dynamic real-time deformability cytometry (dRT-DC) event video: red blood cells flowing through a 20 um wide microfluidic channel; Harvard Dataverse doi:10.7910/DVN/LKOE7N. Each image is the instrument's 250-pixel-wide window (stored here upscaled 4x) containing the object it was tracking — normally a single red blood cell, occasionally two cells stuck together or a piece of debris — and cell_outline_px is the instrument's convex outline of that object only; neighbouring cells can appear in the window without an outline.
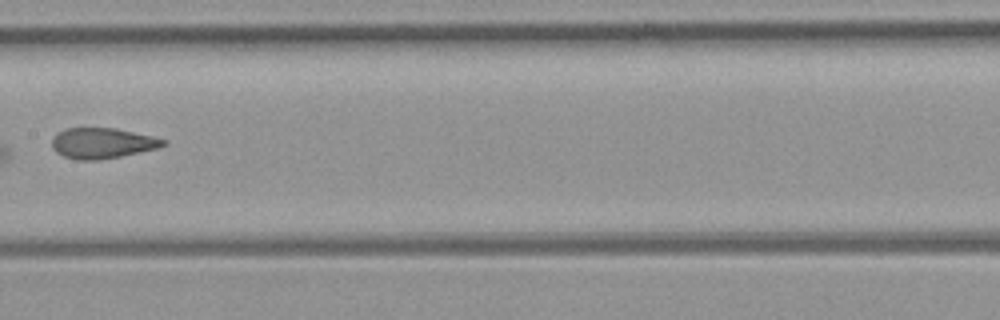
{"species": "common noctule bat (a hibernating species)", "species_latin": "Nyctalus noctula", "temperature_condition": "room temperature", "stored_images_in_passage": 10, "camera_frame_rate_fps": 3000, "um_per_image_px": 0.085, "animal": {"sex": "female", "body_mass_g": 21.9}, "frame": {"image": 1, "passage_image": 9, "time_ms": 10.0, "image_size_px": [1000, 320], "cell_outline_px": [[168, 144], [156, 148], [120, 156], [96, 160], [76, 160], [64, 156], [56, 152], [52, 148], [52, 136], [56, 132], [64, 128], [116, 128], [152, 136], [168, 140]], "centroid_in_image_um": [8.66, 12.15], "position_along_channel_um": 198.7, "area_um2": 19.88}}
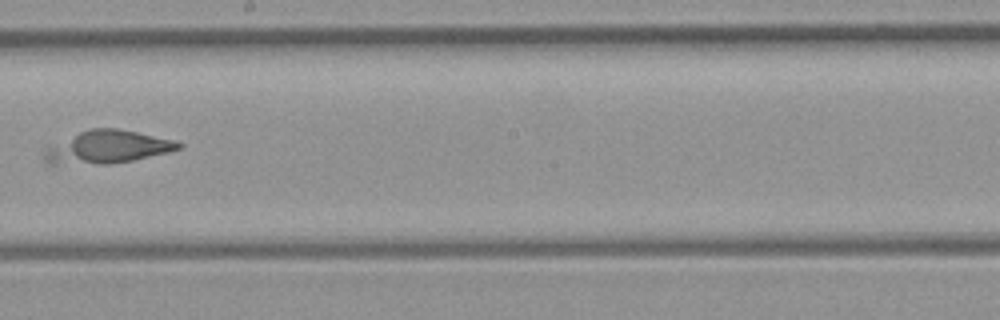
{"frame": {"image": 2, "passage_image": 10, "time_ms": 11.0, "image_size_px": [1000, 320], "cell_outline_px": [[184, 144], [180, 148], [168, 152], [132, 160], [108, 164], [44, 164], [44, 152], [48, 148], [88, 128], [116, 128], [176, 140]], "centroid_in_image_um": [9.15, 12.51], "position_along_channel_um": 239.0, "area_um2": 25.32}}